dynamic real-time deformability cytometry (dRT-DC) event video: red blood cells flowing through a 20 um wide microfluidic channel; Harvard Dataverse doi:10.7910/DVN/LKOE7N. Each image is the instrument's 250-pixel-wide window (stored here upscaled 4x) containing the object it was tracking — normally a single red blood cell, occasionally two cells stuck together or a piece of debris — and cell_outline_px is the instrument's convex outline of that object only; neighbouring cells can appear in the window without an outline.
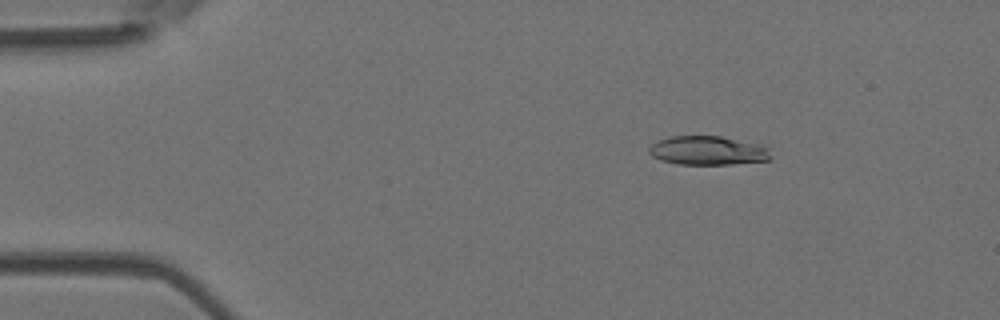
{"species": "Egyptian fruit bat (a non-hibernating species)", "species_latin": "Rousettus aegyptiacus", "temperature_condition": "room temperature", "stored_images_in_passage": 51, "camera_frame_rate_fps": 3000, "um_per_image_px": 0.085, "animal": {"sex": "female"}, "frame": {"image": 1, "passage_image": 8, "time_ms": 2.333, "image_size_px": [1000, 320], "cell_outline_px": [[772, 156], [768, 160], [732, 164], [676, 164], [660, 160], [652, 156], [648, 152], [648, 148], [652, 144], [660, 140], [672, 136], [720, 136], [760, 144], [768, 148]], "centroid_in_image_um": [60.16, 12.8], "position_along_channel_um": 24.8, "area_um2": 20.52}}
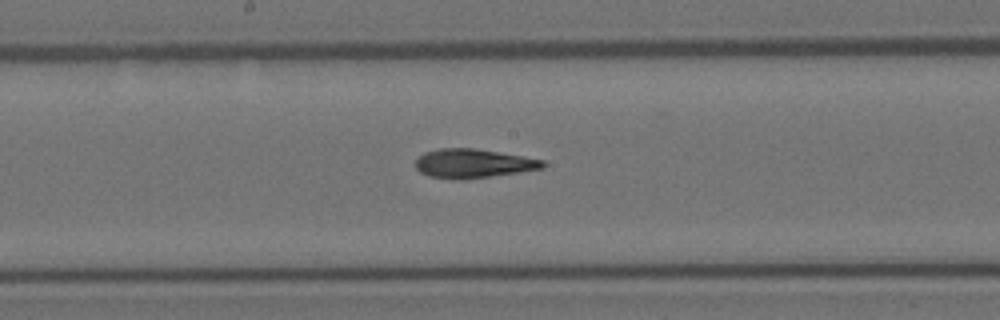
{"frame": {"image": 2, "passage_image": 27, "time_ms": 8.667, "image_size_px": [1000, 320], "cell_outline_px": [[548, 164], [544, 168], [520, 172], [460, 180], [428, 176], [420, 172], [416, 168], [416, 160], [424, 152], [440, 148], [476, 148], [524, 156], [544, 160]], "centroid_in_image_um": [40.25, 13.89], "position_along_channel_um": 208.0, "area_um2": 21.62}}
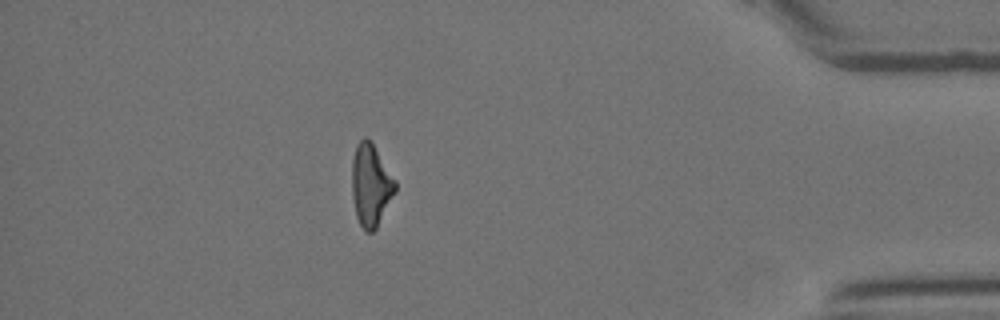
{"frame": {"image": 3, "passage_image": 45, "time_ms": 14.667, "image_size_px": [1000, 320], "cell_outline_px": [[396, 192], [376, 228], [372, 232], [364, 232], [356, 216], [352, 196], [352, 160], [356, 144], [364, 136], [372, 144], [396, 180]], "centroid_in_image_um": [31.51, 15.76], "position_along_channel_um": 403.7, "area_um2": 20.63}, "authors_computed_cell_mechanics": {"area_um2": 21.2704, "velocity_mm_per_s": 3.9998, "shape_relaxation_time_tau1_ms": 5.9809, "shape_relaxation_time_tau2_ms": 4.1044, "deformation_change_tau1": 0.2008, "deformation_change_tau2": 0.1429}}